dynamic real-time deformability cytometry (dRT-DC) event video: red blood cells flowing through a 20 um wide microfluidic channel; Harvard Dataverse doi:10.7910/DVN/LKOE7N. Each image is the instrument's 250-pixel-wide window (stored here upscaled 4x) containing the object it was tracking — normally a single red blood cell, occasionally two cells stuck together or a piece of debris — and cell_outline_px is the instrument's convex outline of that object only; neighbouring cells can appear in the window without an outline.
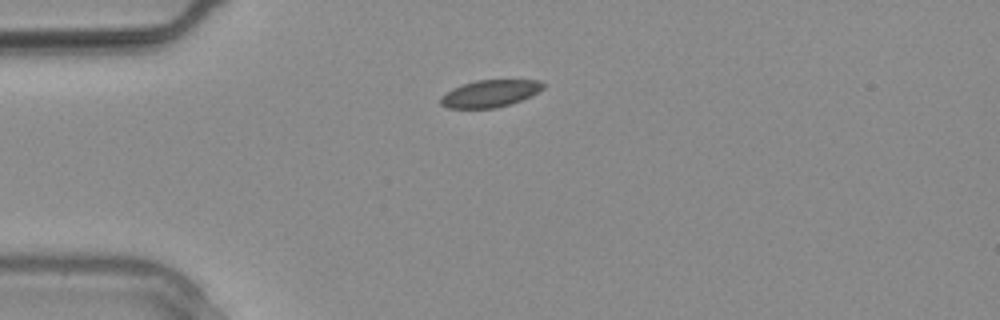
{"species": "common noctule bat (a hibernating species)", "species_latin": "Nyctalus noctula", "temperature_condition": "warm", "stored_images_in_passage": 6, "camera_frame_rate_fps": 3000, "um_per_image_px": 0.085, "animal": {"sex": "male", "body_mass_g": 20.4}, "frame": {"image": 1, "passage_image": 1, "time_ms": 0.0, "image_size_px": [1000, 320], "cell_outline_px": [[548, 84], [544, 88], [532, 96], [512, 104], [496, 108], [448, 108], [440, 104], [440, 96], [452, 88], [476, 80], [540, 80]], "centroid_in_image_um": [41.69, 7.95], "position_along_channel_um": 43.3, "area_um2": 16.47}}